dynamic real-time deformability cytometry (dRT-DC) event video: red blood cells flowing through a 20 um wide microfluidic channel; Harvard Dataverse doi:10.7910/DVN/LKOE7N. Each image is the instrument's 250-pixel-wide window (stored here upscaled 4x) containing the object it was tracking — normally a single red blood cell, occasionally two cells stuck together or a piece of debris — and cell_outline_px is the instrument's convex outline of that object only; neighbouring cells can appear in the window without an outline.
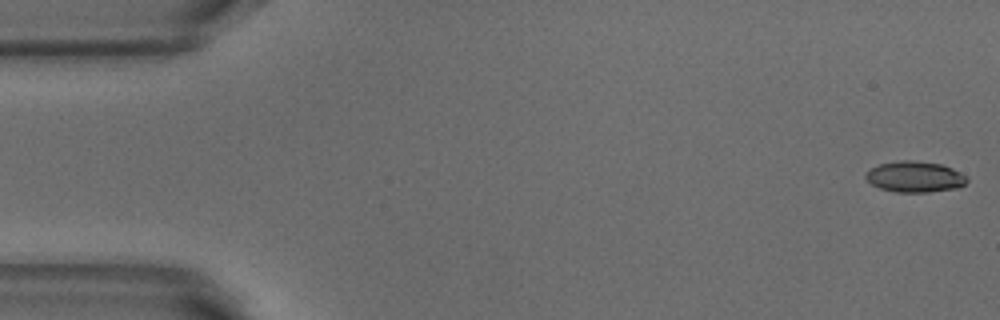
{"species": "common noctule bat (a hibernating species)", "species_latin": "Nyctalus noctula", "temperature_condition": "warm", "stored_images_in_passage": 51, "camera_frame_rate_fps": 3000, "um_per_image_px": 0.085, "animal": {"sex": "male", "body_mass_g": 18.8}, "frame": {"image": 1, "passage_image": 1, "time_ms": 0.0, "image_size_px": [1000, 320], "cell_outline_px": [[968, 180], [960, 188], [928, 192], [896, 192], [880, 188], [872, 184], [864, 176], [872, 168], [880, 164], [904, 160], [912, 160], [940, 164], [952, 168], [968, 176]], "centroid_in_image_um": [77.81, 15.03], "position_along_channel_um": 7.2, "area_um2": 18.15}}
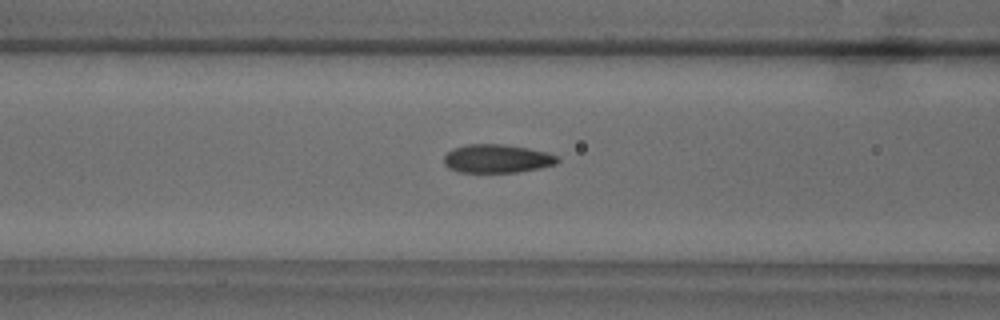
{"frame": {"image": 2, "passage_image": 20, "time_ms": 6.333, "image_size_px": [1000, 320], "cell_outline_px": [[560, 160], [556, 164], [540, 168], [516, 172], [456, 172], [448, 168], [444, 164], [444, 156], [452, 148], [468, 144], [504, 144], [528, 148], [548, 152], [556, 156]], "centroid_in_image_um": [42.23, 13.48], "position_along_channel_um": 124.4, "area_um2": 18.96}}
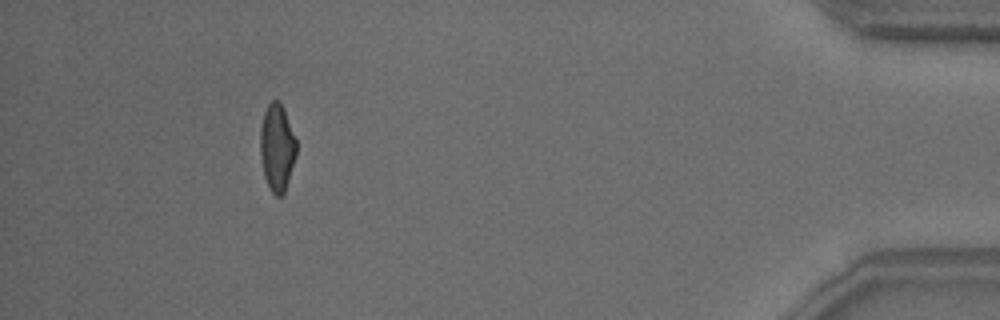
{"frame": {"image": 3, "passage_image": 47, "time_ms": 15.333, "image_size_px": [1000, 320], "cell_outline_px": [[296, 156], [284, 192], [280, 196], [276, 196], [272, 192], [264, 176], [260, 156], [260, 128], [264, 112], [268, 104], [272, 100], [280, 100], [284, 108], [296, 140]], "centroid_in_image_um": [23.54, 12.5], "position_along_channel_um": 411.7, "area_um2": 18.32}, "authors_computed_cell_mechanics": {"area_um2": 18.6694, "velocity_mm_per_s": 3.8972, "shape_relaxation_time_tau1_ms": 5.633, "shape_relaxation_time_tau2_ms": 1.3373, "deformation_change_tau1": 0.1609, "deformation_change_tau2": 0.0845}}